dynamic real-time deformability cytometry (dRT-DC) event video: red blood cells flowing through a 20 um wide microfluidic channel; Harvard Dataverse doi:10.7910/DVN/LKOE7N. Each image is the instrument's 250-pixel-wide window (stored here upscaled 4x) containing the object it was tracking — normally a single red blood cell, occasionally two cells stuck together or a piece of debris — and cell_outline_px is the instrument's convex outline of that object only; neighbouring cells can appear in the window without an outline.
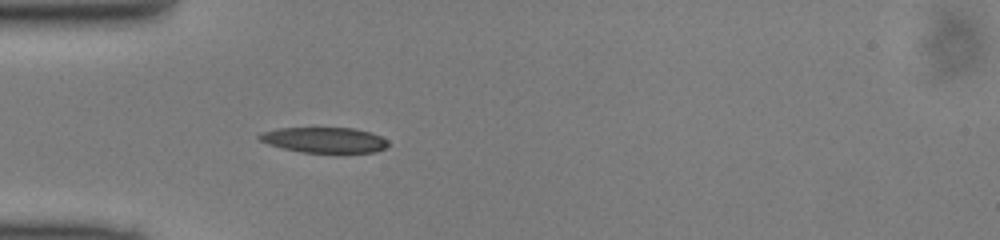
{"species": "common noctule bat (a hibernating species)", "species_latin": "Nyctalus noctula", "temperature_condition": "cold", "stored_images_in_passage": 35, "camera_frame_rate_fps": 3000, "um_per_image_px": 0.085, "animal": {"sex": "male", "body_mass_g": 13.0, "forearm_length_mm": 53.1}, "frame": {"image": 1, "passage_image": 5, "time_ms": 1.333, "image_size_px": [1000, 240], "cell_outline_px": [[388, 144], [384, 148], [376, 152], [304, 152], [284, 148], [268, 144], [260, 140], [256, 136], [260, 132], [276, 128], [356, 128], [380, 136], [388, 140]], "centroid_in_image_um": [27.53, 11.88], "position_along_channel_um": 57.5, "area_um2": 18.96}}
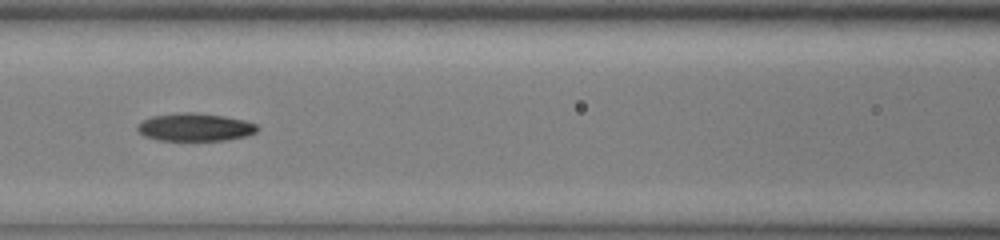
{"frame": {"image": 2, "passage_image": 12, "time_ms": 3.667, "image_size_px": [1000, 240], "cell_outline_px": [[260, 128], [256, 132], [248, 136], [224, 140], [156, 140], [144, 136], [136, 128], [144, 120], [152, 116], [184, 112], [192, 112], [224, 116], [244, 120], [256, 124]], "centroid_in_image_um": [16.61, 10.81], "position_along_channel_um": 150.0, "area_um2": 19.36}}
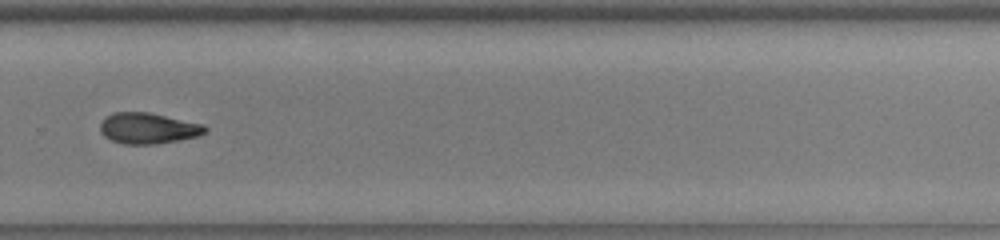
{"frame": {"image": 3, "passage_image": 24, "time_ms": 7.667, "image_size_px": [1000, 240], "cell_outline_px": [[208, 132], [196, 136], [180, 140], [156, 144], [124, 144], [112, 140], [104, 136], [100, 132], [100, 124], [112, 112], [148, 112], [204, 124], [208, 128]], "centroid_in_image_um": [12.61, 10.9], "position_along_channel_um": 317.2, "area_um2": 18.9}}